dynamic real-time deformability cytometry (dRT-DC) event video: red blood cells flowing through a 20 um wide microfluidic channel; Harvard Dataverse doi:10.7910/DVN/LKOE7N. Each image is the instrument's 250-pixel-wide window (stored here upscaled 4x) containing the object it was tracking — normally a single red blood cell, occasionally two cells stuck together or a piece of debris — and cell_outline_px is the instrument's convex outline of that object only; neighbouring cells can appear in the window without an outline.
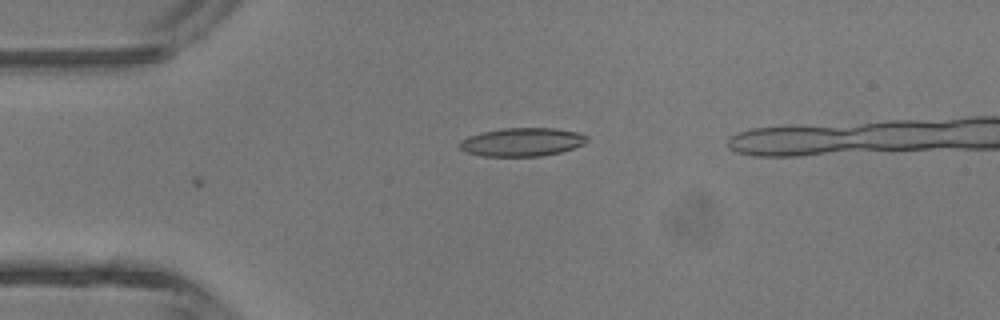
{"species": "common noctule bat (a hibernating species)", "species_latin": "Nyctalus noctula", "temperature_condition": "room temperature", "stored_images_in_passage": 4, "camera_frame_rate_fps": 3000, "um_per_image_px": 0.085, "animal": {"sex": "male", "body_mass_g": 13.3}, "frame": {"image": 1, "passage_image": 4, "time_ms": 3.333, "image_size_px": [1000, 320], "cell_outline_px": [[588, 140], [584, 144], [560, 152], [540, 156], [480, 156], [464, 152], [460, 148], [460, 140], [468, 136], [480, 132], [504, 128], [556, 128], [576, 132], [588, 136]], "centroid_in_image_um": [44.34, 12.07], "position_along_channel_um": 40.7, "area_um2": 21.15}}